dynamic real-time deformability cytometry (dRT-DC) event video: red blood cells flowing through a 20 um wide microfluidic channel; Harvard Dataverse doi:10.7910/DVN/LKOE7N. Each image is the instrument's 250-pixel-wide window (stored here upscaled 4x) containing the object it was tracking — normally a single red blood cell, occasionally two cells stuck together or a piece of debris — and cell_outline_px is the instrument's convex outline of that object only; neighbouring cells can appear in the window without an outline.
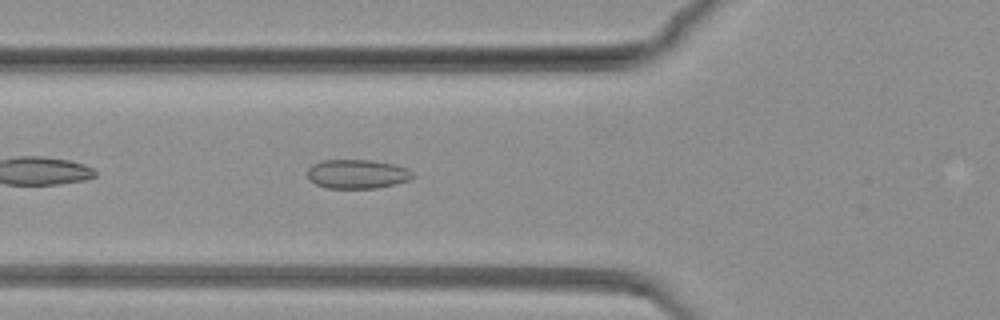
{"species": "common noctule bat (a hibernating species)", "species_latin": "Nyctalus noctula", "temperature_condition": "warm", "stored_images_in_passage": 60, "camera_frame_rate_fps": 3000, "um_per_image_px": 0.085, "animal": {"sex": "female", "body_mass_g": 19.3, "forearm_length_mm": 54.1}, "frame": {"image": 1, "passage_image": 8, "time_ms": 2.333, "image_size_px": [1000, 320], "cell_outline_px": [[416, 176], [408, 180], [376, 188], [328, 188], [316, 184], [308, 180], [308, 168], [312, 164], [320, 160], [368, 160], [396, 164], [408, 168]], "centroid_in_image_um": [30.35, 14.78], "position_along_channel_um": 95.5, "area_um2": 17.92}}
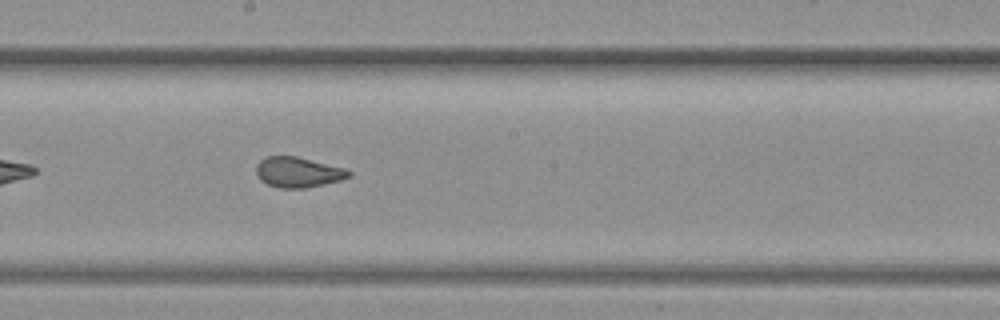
{"frame": {"image": 2, "passage_image": 23, "time_ms": 7.333, "image_size_px": [1000, 320], "cell_outline_px": [[352, 176], [340, 180], [324, 184], [304, 188], [280, 188], [268, 184], [260, 180], [256, 176], [256, 164], [264, 156], [296, 156], [344, 168], [352, 172]], "centroid_in_image_um": [25.31, 14.63], "position_along_channel_um": 222.9, "area_um2": 16.42}}
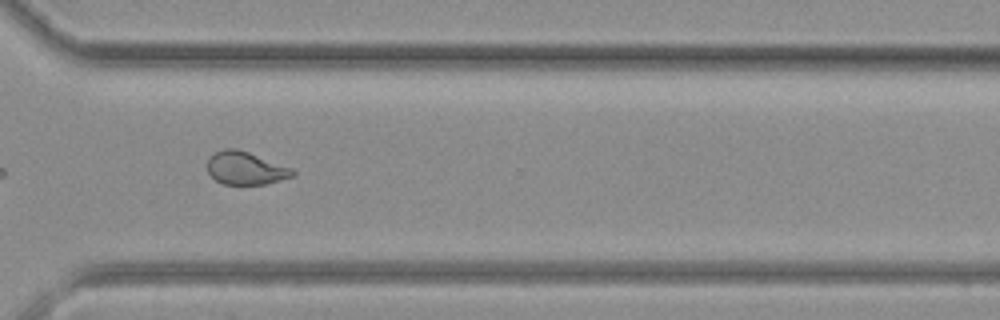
{"frame": {"image": 3, "passage_image": 38, "time_ms": 12.333, "image_size_px": [1000, 320], "cell_outline_px": [[296, 172], [292, 176], [280, 180], [264, 184], [224, 184], [216, 180], [208, 172], [208, 156], [224, 148], [236, 148], [248, 152], [292, 168]], "centroid_in_image_um": [20.85, 14.28], "position_along_channel_um": 349.7, "area_um2": 16.18}}